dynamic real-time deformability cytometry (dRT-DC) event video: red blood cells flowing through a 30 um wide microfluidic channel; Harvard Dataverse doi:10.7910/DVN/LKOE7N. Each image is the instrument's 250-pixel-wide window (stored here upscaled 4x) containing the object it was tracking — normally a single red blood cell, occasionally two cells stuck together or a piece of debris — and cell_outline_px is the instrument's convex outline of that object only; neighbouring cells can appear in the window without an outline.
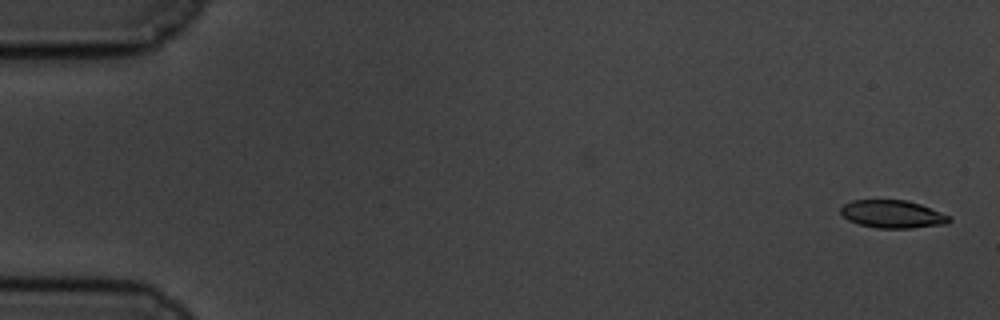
{"species": "common noctule bat (a hibernating species)", "species_latin": "Nyctalus noctula", "temperature_condition": "cold", "stored_images_in_passage": 58, "camera_frame_rate_fps": 3000, "um_per_image_px": 0.085, "animal": {"sex": "male", "body_mass_g": 19.5, "forearm_length_mm": 54.6}, "frame": {"image": 1, "passage_image": 1, "time_ms": 0.0, "image_size_px": [1000, 320], "cell_outline_px": [[952, 220], [948, 224], [912, 228], [876, 228], [860, 224], [848, 220], [840, 212], [840, 208], [844, 204], [852, 200], [908, 200], [920, 204], [952, 216]], "centroid_in_image_um": [75.91, 18.2], "position_along_channel_um": 9.1, "area_um2": 17.74}}
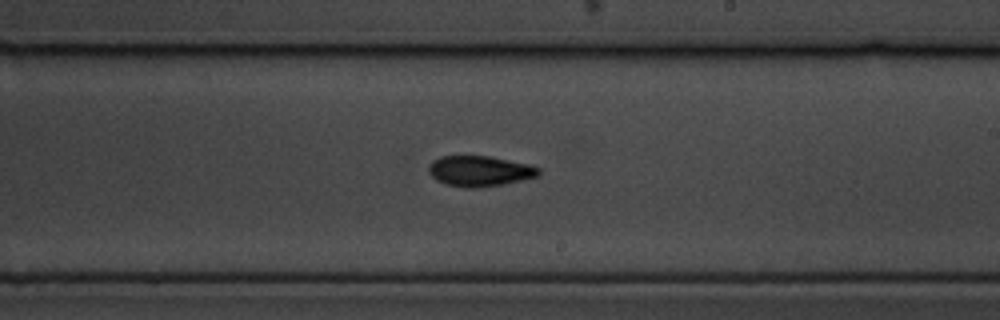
{"frame": {"image": 2, "passage_image": 34, "time_ms": 11.0, "image_size_px": [1000, 320], "cell_outline_px": [[540, 172], [536, 176], [504, 184], [472, 188], [464, 188], [448, 184], [436, 180], [428, 172], [428, 168], [432, 160], [440, 156], [488, 156], [528, 164], [540, 168]], "centroid_in_image_um": [40.73, 14.53], "position_along_channel_um": 248.3, "area_um2": 19.36}}
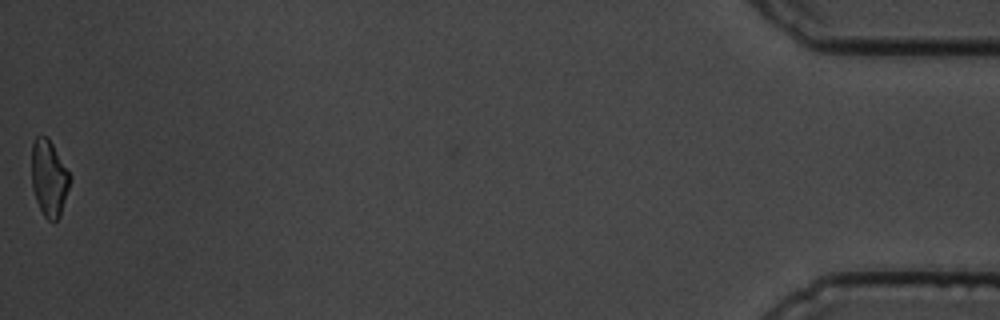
{"frame": {"image": 3, "passage_image": 58, "time_ms": 19.0, "image_size_px": [1000, 320], "cell_outline_px": [[72, 180], [60, 216], [56, 220], [48, 220], [44, 216], [36, 200], [32, 188], [32, 144], [36, 136], [48, 136], [72, 176]], "centroid_in_image_um": [4.19, 15.12], "position_along_channel_um": 431.0, "area_um2": 17.22}, "authors_computed_cell_mechanics": {"area_um2": 18.7561, "velocity_mm_per_s": 3.4507, "shape_relaxation_time_tau1_ms": 4.2525, "shape_relaxation_time_tau2_ms": 5.4579, "deformation_change_tau1": 0.1323, "deformation_change_tau2": 0.1229}}